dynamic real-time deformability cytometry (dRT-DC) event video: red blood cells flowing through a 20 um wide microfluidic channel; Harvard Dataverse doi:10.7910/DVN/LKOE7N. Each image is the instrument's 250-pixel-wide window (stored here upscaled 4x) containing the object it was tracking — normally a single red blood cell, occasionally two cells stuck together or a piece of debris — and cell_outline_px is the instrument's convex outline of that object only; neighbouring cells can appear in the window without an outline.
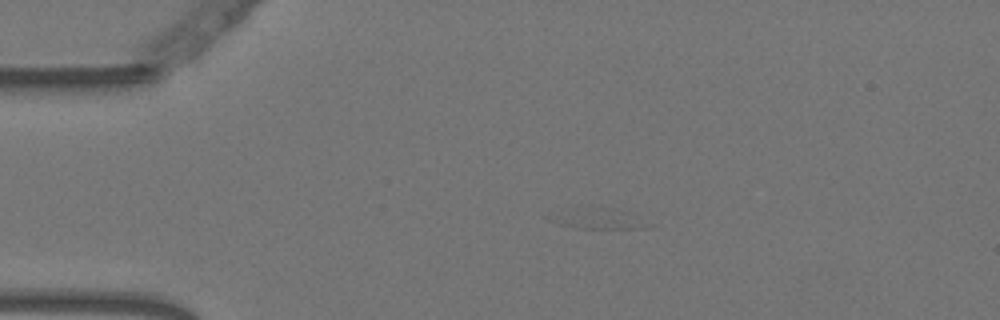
{"species": "Egyptian fruit bat (a non-hibernating species)", "species_latin": "Rousettus aegyptiacus", "temperature_condition": "warm", "stored_images_in_passage": 4, "camera_frame_rate_fps": 3000, "um_per_image_px": 0.085, "animal": {"sex": "female"}, "frame": {"image": 1, "passage_image": 3, "time_ms": 0.667, "image_size_px": [1000, 320], "cell_outline_px": [[656, 224], [648, 228], [580, 228], [560, 224], [552, 220], [600, 208], [616, 208], [632, 212]], "centroid_in_image_um": [51.49, 18.66], "position_along_channel_um": 33.5, "area_um2": 10.23}}